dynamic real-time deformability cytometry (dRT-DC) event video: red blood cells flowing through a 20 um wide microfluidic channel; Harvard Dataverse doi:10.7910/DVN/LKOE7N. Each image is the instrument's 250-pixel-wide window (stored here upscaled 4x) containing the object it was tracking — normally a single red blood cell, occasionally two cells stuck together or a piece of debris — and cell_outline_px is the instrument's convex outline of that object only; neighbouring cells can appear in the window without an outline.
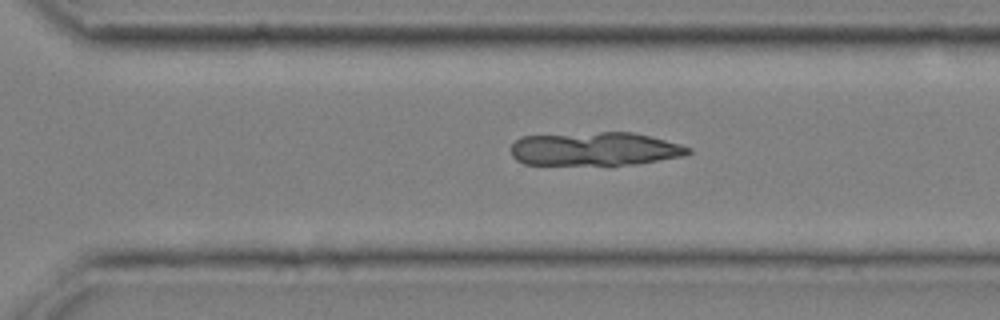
{"species": "common noctule bat (a hibernating species)", "species_latin": "Nyctalus noctula", "temperature_condition": "cold", "stored_images_in_passage": 48, "camera_frame_rate_fps": 3000, "um_per_image_px": 0.085, "animal": {"sex": "male", "body_mass_g": 20.4}, "frame": {"image": 1, "passage_image": 35, "time_ms": 11.333, "image_size_px": [1000, 320], "cell_outline_px": [[692, 152], [684, 156], [636, 164], [524, 164], [516, 160], [512, 156], [512, 144], [516, 140], [524, 136], [600, 132], [632, 132], [664, 140], [692, 148]], "centroid_in_image_um": [50.57, 12.66], "position_along_channel_um": 320.0, "area_um2": 34.28}}
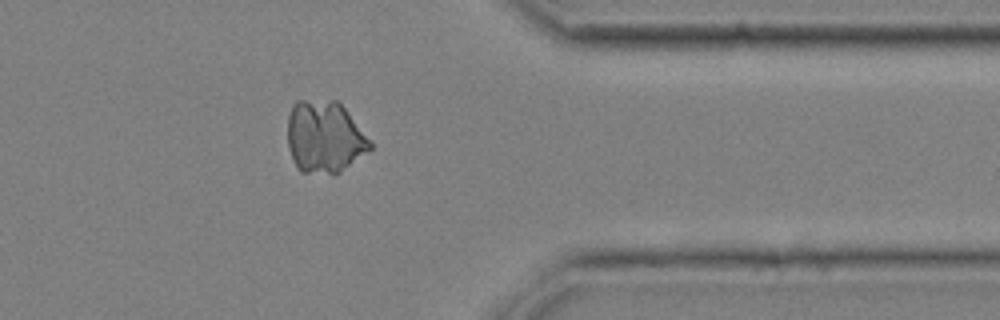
{"frame": {"image": 2, "passage_image": 41, "time_ms": 13.333, "image_size_px": [1000, 320], "cell_outline_px": [[372, 148], [340, 172], [300, 172], [292, 160], [288, 148], [288, 116], [292, 104], [296, 100], [336, 100], [348, 112], [372, 140]], "centroid_in_image_um": [27.58, 11.62], "position_along_channel_um": 383.8, "area_um2": 34.68}}